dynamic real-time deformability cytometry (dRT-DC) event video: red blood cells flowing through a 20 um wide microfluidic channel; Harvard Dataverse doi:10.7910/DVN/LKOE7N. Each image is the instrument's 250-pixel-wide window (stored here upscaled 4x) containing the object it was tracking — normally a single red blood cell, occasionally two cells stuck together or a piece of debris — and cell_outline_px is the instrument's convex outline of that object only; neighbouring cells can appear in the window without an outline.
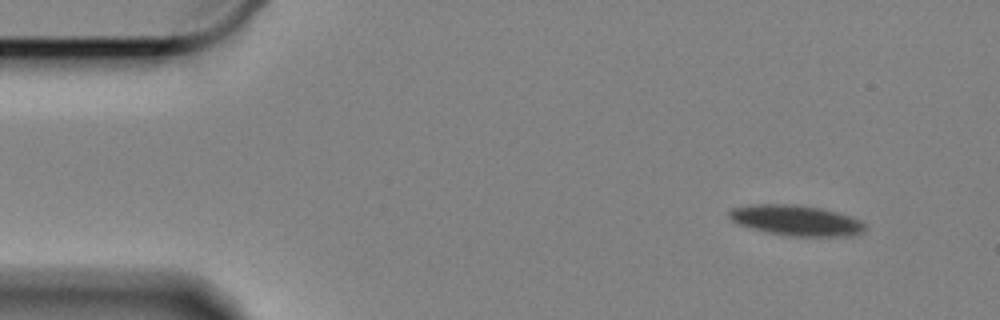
{"species": "Egyptian fruit bat (a non-hibernating species)", "species_latin": "Rousettus aegyptiacus", "temperature_condition": "cold", "stored_images_in_passage": 56, "camera_frame_rate_fps": 3000, "um_per_image_px": 0.085, "animal": {"sex": "female"}, "frame": {"image": 1, "passage_image": 1, "time_ms": 0.0, "image_size_px": [1000, 320], "cell_outline_px": [[868, 224], [864, 232], [852, 236], [788, 236], [768, 232], [752, 228], [740, 224], [732, 220], [728, 216], [728, 212], [732, 208], [752, 204], [800, 204], [820, 208], [836, 212], [860, 220]], "centroid_in_image_um": [67.71, 18.73], "position_along_channel_um": 17.3, "area_um2": 24.22}}
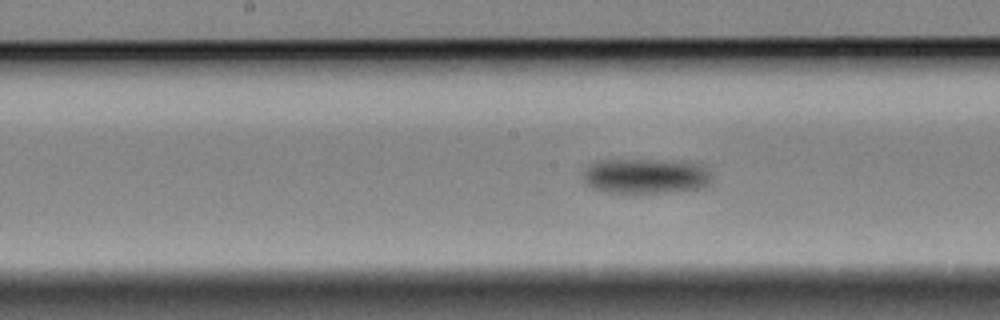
{"frame": {"image": 2, "passage_image": 25, "time_ms": 8.0, "image_size_px": [1000, 320], "cell_outline_px": [[712, 184], [700, 188], [664, 192], [608, 192], [592, 188], [584, 180], [584, 172], [588, 164], [596, 160], [656, 160], [704, 164], [712, 172]], "centroid_in_image_um": [54.93, 14.95], "position_along_channel_um": 193.3, "area_um2": 26.36}}
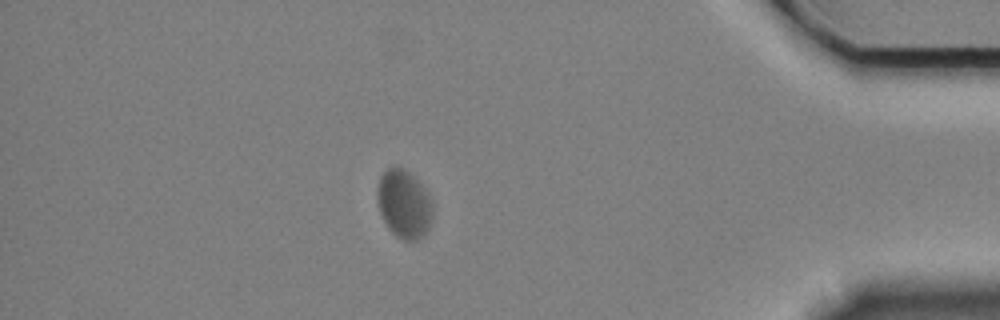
{"frame": {"image": 3, "passage_image": 48, "time_ms": 15.667, "image_size_px": [1000, 320], "cell_outline_px": [[432, 216], [428, 228], [424, 236], [416, 240], [404, 240], [396, 236], [388, 228], [380, 212], [376, 192], [380, 176], [388, 168], [404, 168], [424, 188], [432, 204]], "centroid_in_image_um": [34.33, 17.36], "position_along_channel_um": 400.9, "area_um2": 21.68}}